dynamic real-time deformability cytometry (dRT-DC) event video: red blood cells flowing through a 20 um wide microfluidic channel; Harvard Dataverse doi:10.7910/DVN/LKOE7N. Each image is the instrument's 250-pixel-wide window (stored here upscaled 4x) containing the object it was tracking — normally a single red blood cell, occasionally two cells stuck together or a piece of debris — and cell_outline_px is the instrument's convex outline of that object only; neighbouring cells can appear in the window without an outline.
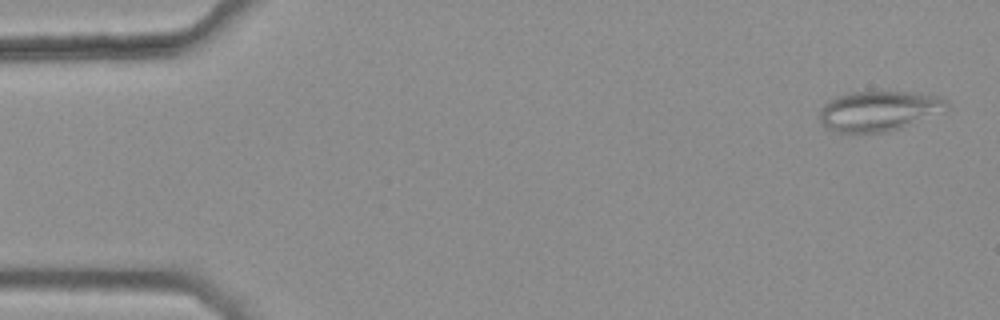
{"species": "common noctule bat (a hibernating species)", "species_latin": "Nyctalus noctula", "temperature_condition": "warm", "stored_images_in_passage": 6, "camera_frame_rate_fps": 3000, "um_per_image_px": 0.085, "animal": {"sex": "female", "body_mass_g": 25.1}, "frame": {"image": 1, "passage_image": 1, "time_ms": 0.0, "image_size_px": [1000, 320], "cell_outline_px": [[948, 104], [900, 128], [884, 132], [836, 132], [824, 128], [820, 120], [820, 112], [824, 104], [828, 100], [836, 96], [848, 92], [912, 92], [940, 96], [948, 100]], "centroid_in_image_um": [74.54, 9.41], "position_along_channel_um": 10.5, "area_um2": 28.78}}